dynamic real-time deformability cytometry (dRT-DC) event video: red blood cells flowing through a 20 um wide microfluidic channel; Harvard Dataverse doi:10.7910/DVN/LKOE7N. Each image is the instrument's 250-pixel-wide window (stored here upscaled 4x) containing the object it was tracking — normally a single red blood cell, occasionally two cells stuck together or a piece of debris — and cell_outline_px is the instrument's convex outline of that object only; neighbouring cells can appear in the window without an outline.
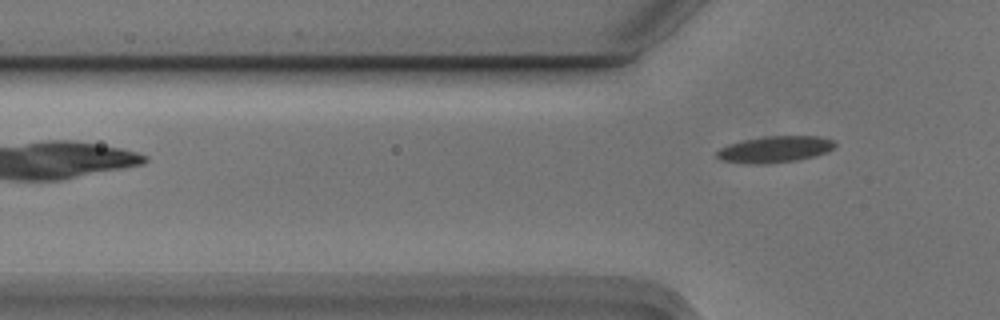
{"species": "Egyptian fruit bat (a non-hibernating species)", "species_latin": "Rousettus aegyptiacus", "temperature_condition": "cold", "stored_images_in_passage": 5, "camera_frame_rate_fps": 3000, "um_per_image_px": 0.085, "animal": {"sex": "male"}, "frame": {"image": 1, "passage_image": 5, "time_ms": 1.333, "image_size_px": [1000, 320], "cell_outline_px": [[836, 144], [828, 152], [796, 160], [764, 164], [756, 164], [720, 160], [716, 156], [716, 152], [720, 148], [728, 144], [744, 140], [764, 136], [816, 136], [832, 140]], "centroid_in_image_um": [65.83, 12.69], "position_along_channel_um": 60.0, "area_um2": 17.98}}